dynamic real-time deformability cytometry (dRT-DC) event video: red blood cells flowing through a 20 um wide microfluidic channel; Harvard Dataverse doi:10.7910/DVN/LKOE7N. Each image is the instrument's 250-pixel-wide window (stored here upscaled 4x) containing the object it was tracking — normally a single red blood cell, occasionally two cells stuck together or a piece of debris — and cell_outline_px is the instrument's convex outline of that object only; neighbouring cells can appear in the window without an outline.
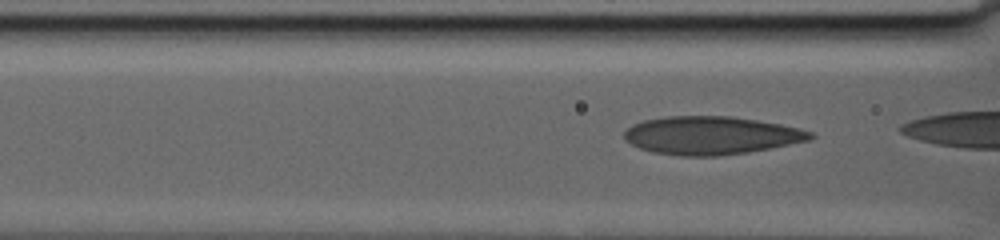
{"species": "human", "species_latin": "Homo sapiens", "temperature_condition": "warm", "stored_images_in_passage": 58, "camera_frame_rate_fps": 3000, "um_per_image_px": 0.085, "donor": {"sex": "male"}, "frame": {"image": 1, "passage_image": 10, "time_ms": 2.0, "image_size_px": [1000, 240], "cell_outline_px": [[816, 136], [812, 140], [748, 152], [716, 156], [680, 156], [652, 152], [640, 148], [624, 140], [624, 132], [632, 124], [644, 120], [668, 116], [732, 116], [780, 124], [800, 128], [812, 132]], "centroid_in_image_um": [60.45, 11.51], "position_along_channel_um": 106.1, "area_um2": 41.44}}
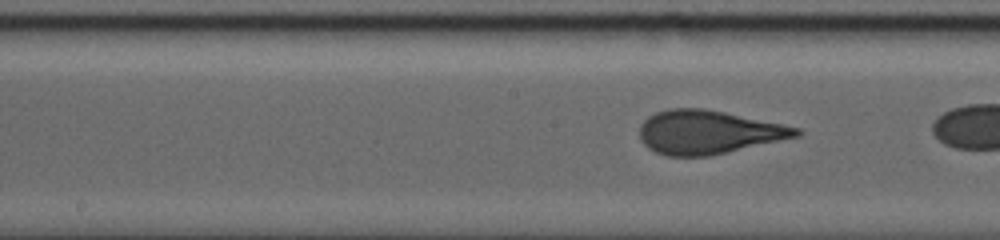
{"frame": {"image": 2, "passage_image": 24, "time_ms": 5.667, "image_size_px": [1000, 240], "cell_outline_px": [[804, 132], [800, 136], [708, 156], [668, 156], [656, 152], [648, 148], [640, 140], [640, 124], [648, 116], [656, 112], [668, 108], [704, 108], [784, 124], [800, 128]], "centroid_in_image_um": [60.2, 11.22], "position_along_channel_um": 188.0, "area_um2": 39.82}}
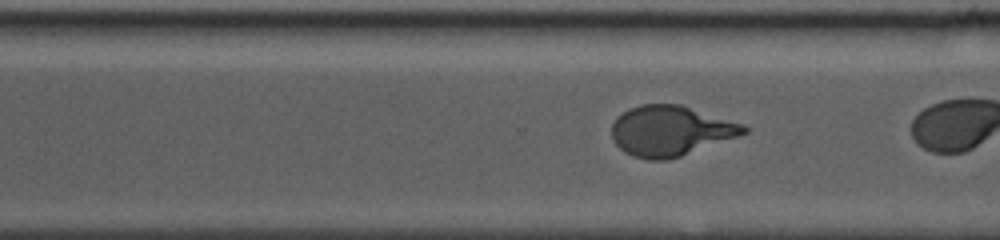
{"frame": {"image": 3, "passage_image": 47, "time_ms": 11.333, "image_size_px": [1000, 240], "cell_outline_px": [[748, 132], [740, 136], [668, 160], [648, 160], [632, 156], [624, 152], [612, 140], [612, 124], [616, 116], [640, 104], [680, 104], [744, 124], [748, 128]], "centroid_in_image_um": [56.99, 11.12], "position_along_channel_um": 313.6, "area_um2": 38.73}}